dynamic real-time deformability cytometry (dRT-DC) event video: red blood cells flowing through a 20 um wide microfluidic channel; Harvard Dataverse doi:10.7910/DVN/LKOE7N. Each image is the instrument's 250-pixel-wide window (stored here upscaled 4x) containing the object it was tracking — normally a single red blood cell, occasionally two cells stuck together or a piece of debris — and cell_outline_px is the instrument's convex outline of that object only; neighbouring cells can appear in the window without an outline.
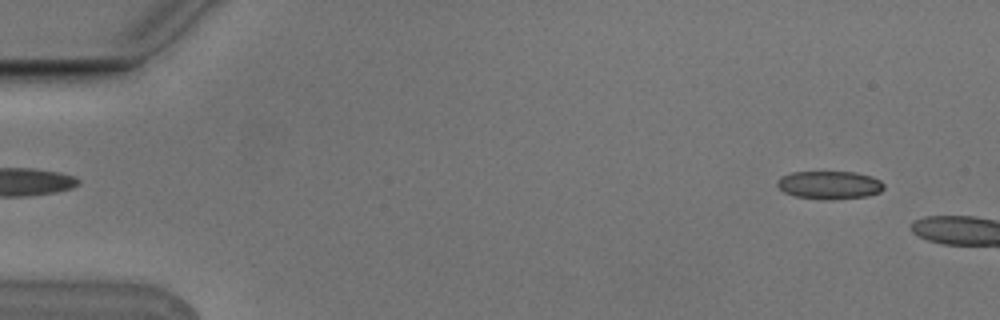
{"species": "Egyptian fruit bat (a non-hibernating species)", "species_latin": "Rousettus aegyptiacus", "temperature_condition": "cold", "stored_images_in_passage": 5, "camera_frame_rate_fps": 3000, "um_per_image_px": 0.085, "animal": {"sex": "male"}, "frame": {"image": 1, "passage_image": 1, "time_ms": 0.0, "image_size_px": [1000, 320], "cell_outline_px": [[884, 188], [880, 192], [864, 196], [832, 200], [824, 200], [796, 196], [784, 192], [776, 184], [776, 180], [780, 176], [792, 172], [856, 172], [872, 176], [880, 180], [884, 184]], "centroid_in_image_um": [70.49, 15.72], "position_along_channel_um": 14.5, "area_um2": 17.57}}